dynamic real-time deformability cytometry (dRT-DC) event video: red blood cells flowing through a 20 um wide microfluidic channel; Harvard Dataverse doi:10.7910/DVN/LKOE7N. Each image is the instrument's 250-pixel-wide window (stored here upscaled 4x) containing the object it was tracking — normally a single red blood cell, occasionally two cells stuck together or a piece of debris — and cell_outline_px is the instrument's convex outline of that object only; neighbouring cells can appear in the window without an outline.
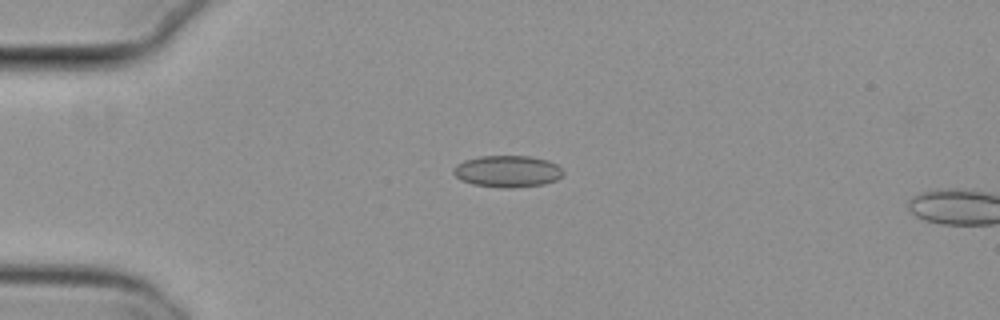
{"species": "common noctule bat (a hibernating species)", "species_latin": "Nyctalus noctula", "temperature_condition": "cold", "stored_images_in_passage": 5, "camera_frame_rate_fps": 3000, "um_per_image_px": 0.085, "animal": {"sex": "female", "body_mass_g": 29.2, "forearm_length_mm": 56.3}, "frame": {"image": 1, "passage_image": 4, "time_ms": 1.0, "image_size_px": [1000, 320], "cell_outline_px": [[564, 172], [556, 180], [544, 184], [512, 188], [500, 188], [472, 184], [460, 180], [452, 172], [452, 168], [456, 164], [464, 160], [480, 156], [532, 156], [548, 160], [556, 164]], "centroid_in_image_um": [43.1, 14.56], "position_along_channel_um": 41.9, "area_um2": 20.46}}